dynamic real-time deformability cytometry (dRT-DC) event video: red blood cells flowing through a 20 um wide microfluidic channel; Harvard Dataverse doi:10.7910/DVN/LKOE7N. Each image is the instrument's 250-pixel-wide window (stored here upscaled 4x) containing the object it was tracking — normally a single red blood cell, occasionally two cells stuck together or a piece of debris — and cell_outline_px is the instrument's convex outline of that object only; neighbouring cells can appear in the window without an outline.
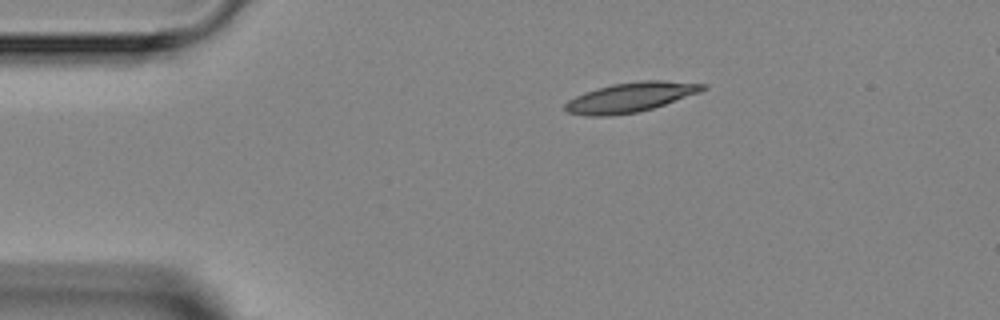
{"species": "Egyptian fruit bat (a non-hibernating species)", "species_latin": "Rousettus aegyptiacus", "temperature_condition": "room temperature", "stored_images_in_passage": 3, "segment_of_instrument_passage": [1, 2], "camera_frame_rate_fps": 3000, "um_per_image_px": 0.085, "animal": {"sex": "female"}, "frame": {"image": 1, "passage_image": 1, "time_ms": 0.0, "image_size_px": [1000, 320], "cell_outline_px": [[708, 88], [700, 92], [652, 108], [636, 112], [608, 116], [588, 116], [564, 112], [564, 104], [568, 100], [584, 92], [596, 88], [612, 84], [640, 80], [664, 80], [708, 84]], "centroid_in_image_um": [53.57, 8.26], "position_along_channel_um": 31.4, "area_um2": 23.87}}